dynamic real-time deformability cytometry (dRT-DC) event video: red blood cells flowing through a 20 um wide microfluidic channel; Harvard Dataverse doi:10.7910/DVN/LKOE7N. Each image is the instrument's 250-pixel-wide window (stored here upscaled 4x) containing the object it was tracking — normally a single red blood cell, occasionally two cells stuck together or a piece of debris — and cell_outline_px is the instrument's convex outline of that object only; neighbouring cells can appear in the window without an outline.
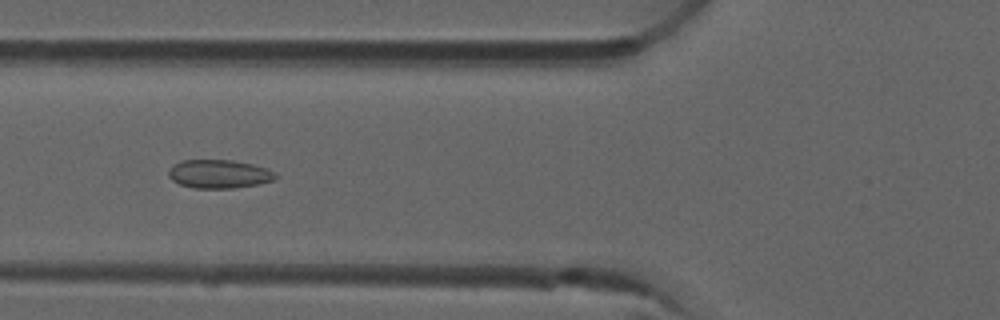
{"species": "common noctule bat (a hibernating species)", "species_latin": "Nyctalus noctula", "temperature_condition": "room temperature", "stored_images_in_passage": 52, "camera_frame_rate_fps": 3000, "um_per_image_px": 0.085, "animal": {"sex": "male", "forearm_length_mm": 52.5}, "frame": {"image": 1, "passage_image": 20, "time_ms": 6.333, "image_size_px": [1000, 320], "cell_outline_px": [[276, 176], [272, 180], [260, 184], [232, 188], [192, 188], [180, 184], [172, 180], [168, 176], [168, 172], [172, 164], [180, 160], [232, 160], [252, 164], [268, 168], [276, 172]], "centroid_in_image_um": [18.6, 14.78], "position_along_channel_um": 107.2, "area_um2": 17.92}}
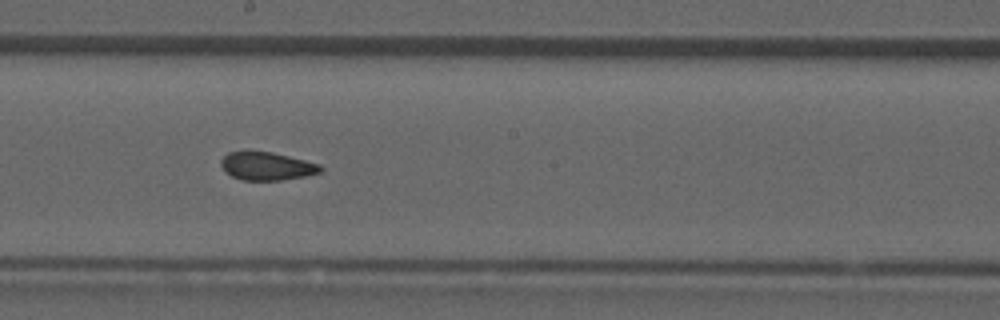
{"frame": {"image": 2, "passage_image": 29, "time_ms": 9.333, "image_size_px": [1000, 320], "cell_outline_px": [[324, 168], [320, 172], [304, 176], [280, 180], [240, 180], [224, 172], [220, 164], [220, 160], [228, 152], [244, 148], [272, 152], [320, 164]], "centroid_in_image_um": [22.59, 14.08], "position_along_channel_um": 225.6, "area_um2": 16.82}}
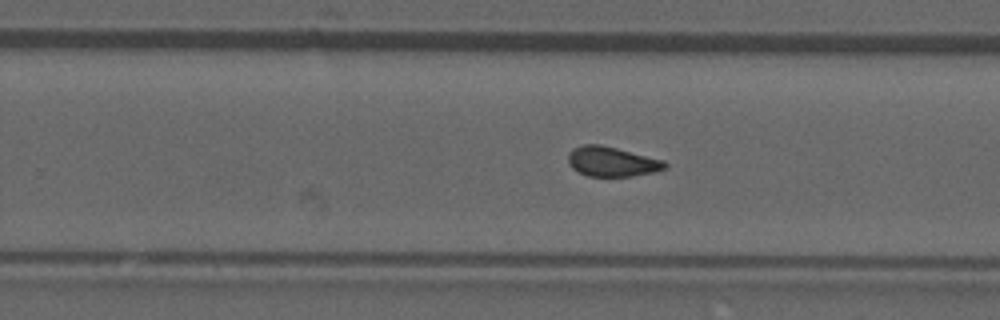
{"frame": {"image": 3, "passage_image": 33, "time_ms": 10.667, "image_size_px": [1000, 320], "cell_outline_px": [[668, 164], [664, 168], [656, 172], [632, 176], [588, 176], [572, 168], [568, 164], [568, 152], [572, 148], [584, 144], [600, 144], [664, 160]], "centroid_in_image_um": [51.99, 13.73], "position_along_channel_um": 277.8, "area_um2": 16.82}, "authors_computed_cell_mechanics": {"area_um2": 17.0221, "velocity_mm_per_s": 3.9425, "shape_relaxation_time_tau1_ms": null, "shape_relaxation_time_tau2_ms": 1.176, "deformation_change_tau1": null, "deformation_change_tau2": 0.0533}}